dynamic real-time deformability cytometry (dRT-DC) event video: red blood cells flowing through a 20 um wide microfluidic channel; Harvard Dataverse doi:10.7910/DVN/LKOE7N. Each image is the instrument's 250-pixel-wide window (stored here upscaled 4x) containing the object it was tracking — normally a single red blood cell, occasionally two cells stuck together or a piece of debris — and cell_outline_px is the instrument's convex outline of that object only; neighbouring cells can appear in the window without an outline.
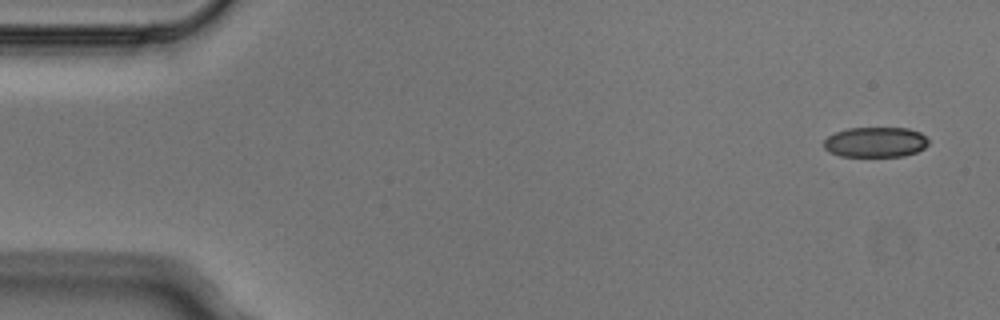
{"species": "Egyptian fruit bat (a non-hibernating species)", "species_latin": "Rousettus aegyptiacus", "temperature_condition": "cold", "stored_images_in_passage": 7, "camera_frame_rate_fps": 3000, "um_per_image_px": 0.085, "animal": {"sex": "male"}, "frame": {"image": 1, "passage_image": 1, "time_ms": 0.0, "image_size_px": [1000, 320], "cell_outline_px": [[928, 144], [924, 148], [916, 152], [904, 156], [840, 156], [828, 152], [824, 148], [824, 140], [828, 136], [836, 132], [848, 128], [908, 128], [920, 132], [928, 140]], "centroid_in_image_um": [74.4, 12.08], "position_along_channel_um": 10.6, "area_um2": 18.44}}
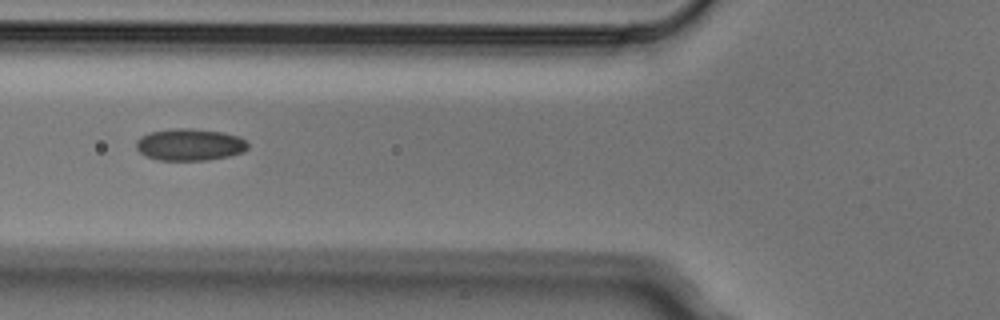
{"frame": {"image": 2, "passage_image": 5, "time_ms": 1.333, "image_size_px": [1000, 320], "cell_outline_px": [[248, 148], [244, 152], [228, 156], [204, 160], [160, 160], [148, 156], [140, 152], [136, 148], [136, 140], [140, 136], [148, 132], [172, 128], [192, 128], [224, 132], [240, 136], [248, 144]], "centroid_in_image_um": [16.13, 12.27], "position_along_channel_um": 109.7, "area_um2": 20.92}}
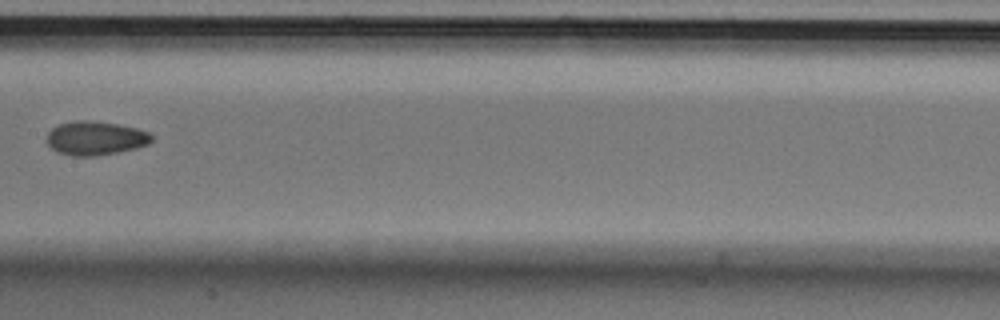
{"frame": {"image": 3, "passage_image": 7, "time_ms": 2.0, "image_size_px": [1000, 320], "cell_outline_px": [[152, 140], [148, 144], [136, 148], [96, 156], [72, 156], [56, 152], [48, 144], [48, 132], [52, 128], [60, 124], [76, 120], [92, 120], [116, 124], [136, 128], [152, 132]], "centroid_in_image_um": [8.12, 11.74], "position_along_channel_um": 199.3, "area_um2": 20.69}}